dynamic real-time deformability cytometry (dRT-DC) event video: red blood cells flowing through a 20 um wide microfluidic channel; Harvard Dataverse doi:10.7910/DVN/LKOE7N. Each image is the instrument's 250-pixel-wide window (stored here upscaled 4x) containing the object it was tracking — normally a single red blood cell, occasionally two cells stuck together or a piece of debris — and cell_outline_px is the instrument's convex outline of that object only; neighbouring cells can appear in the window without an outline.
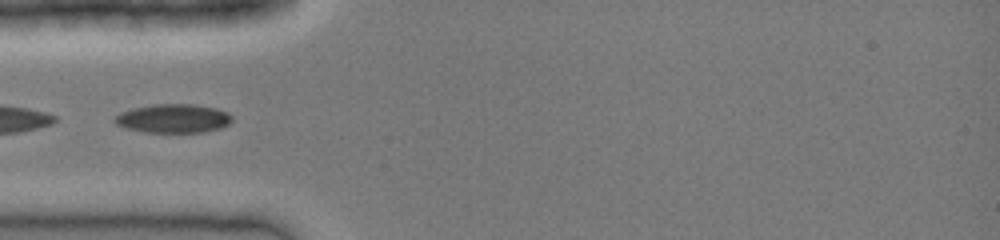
{"species": "common noctule bat (a hibernating species)", "species_latin": "Nyctalus noctula", "temperature_condition": "cold", "stored_images_in_passage": 39, "camera_frame_rate_fps": 3000, "um_per_image_px": 0.085, "animal": {"sex": "female", "body_mass_g": 19.0, "forearm_length_mm": 51.5}, "frame": {"image": 1, "passage_image": 12, "time_ms": 3.667, "image_size_px": [1000, 240], "cell_outline_px": [[232, 120], [228, 124], [220, 128], [204, 132], [144, 132], [128, 128], [116, 124], [112, 120], [120, 112], [132, 108], [156, 104], [192, 104], [216, 108], [228, 112], [232, 116]], "centroid_in_image_um": [14.73, 10.06], "position_along_channel_um": 70.3, "area_um2": 19.65}}
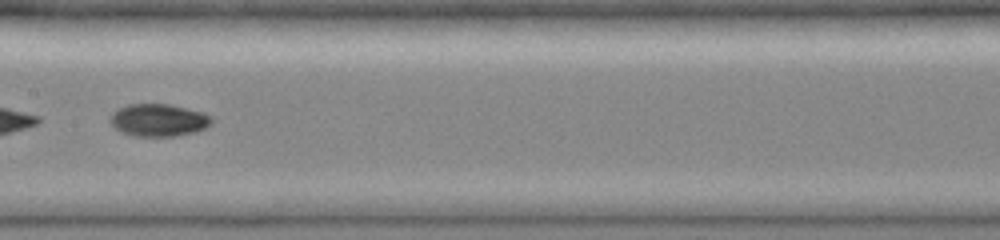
{"frame": {"image": 2, "passage_image": 20, "time_ms": 6.333, "image_size_px": [1000, 240], "cell_outline_px": [[212, 124], [196, 132], [176, 136], [136, 136], [120, 132], [108, 120], [112, 112], [116, 108], [128, 104], [168, 104], [204, 112], [212, 116]], "centroid_in_image_um": [13.47, 10.2], "position_along_channel_um": 193.9, "area_um2": 19.42}}
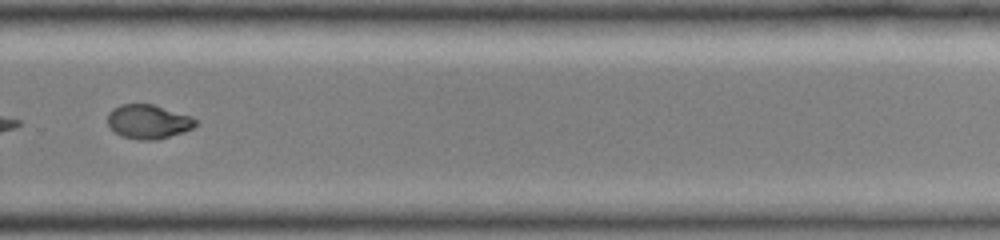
{"frame": {"image": 3, "passage_image": 28, "time_ms": 9.0, "image_size_px": [1000, 240], "cell_outline_px": [[200, 120], [192, 128], [184, 132], [156, 140], [136, 140], [120, 136], [112, 132], [108, 124], [108, 112], [112, 108], [120, 104], [152, 104]], "centroid_in_image_um": [12.55, 10.36], "position_along_channel_um": 317.2, "area_um2": 17.63}}